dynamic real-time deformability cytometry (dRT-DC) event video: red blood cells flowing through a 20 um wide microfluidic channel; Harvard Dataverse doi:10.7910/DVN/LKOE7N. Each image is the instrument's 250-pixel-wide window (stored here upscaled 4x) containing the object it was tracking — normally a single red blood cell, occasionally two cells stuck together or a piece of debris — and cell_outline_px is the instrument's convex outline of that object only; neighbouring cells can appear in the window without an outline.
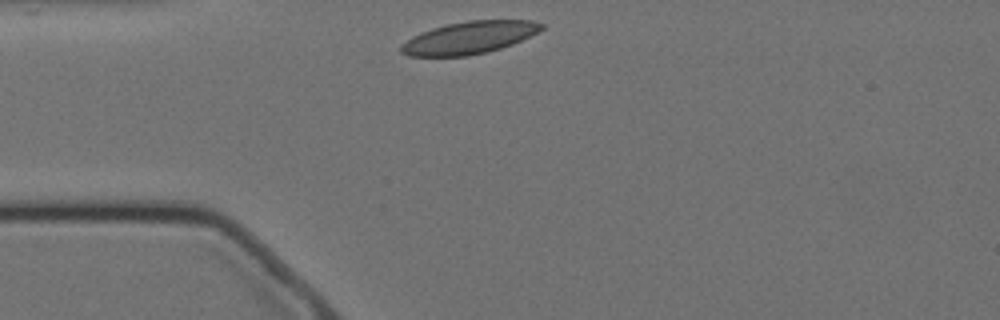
{"species": "Egyptian fruit bat (a non-hibernating species)", "species_latin": "Rousettus aegyptiacus", "temperature_condition": "cold", "stored_images_in_passage": 45, "camera_frame_rate_fps": 3000, "um_per_image_px": 0.085, "animal": {"sex": "female"}, "frame": {"image": 1, "passage_image": 1, "time_ms": 0.0, "image_size_px": [1000, 320], "cell_outline_px": [[544, 28], [512, 44], [488, 52], [468, 56], [408, 56], [400, 52], [400, 44], [412, 36], [420, 32], [432, 28], [448, 24], [468, 20], [532, 20], [544, 24]], "centroid_in_image_um": [39.84, 3.2], "position_along_channel_um": 45.2, "area_um2": 26.47}}
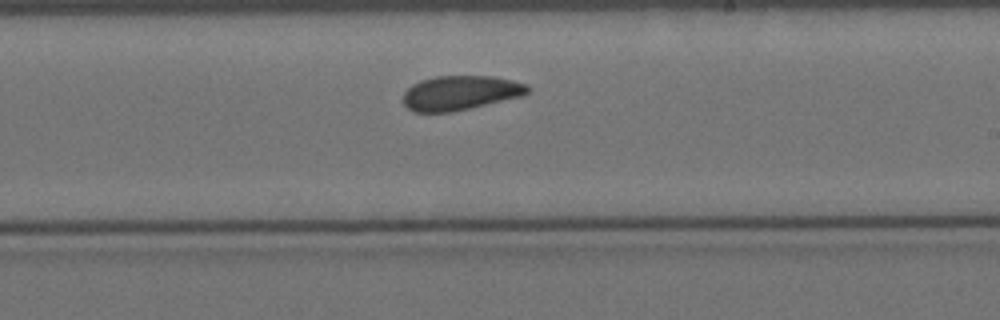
{"frame": {"image": 2, "passage_image": 20, "time_ms": 6.333, "image_size_px": [1000, 320], "cell_outline_px": [[532, 88], [524, 96], [452, 112], [416, 112], [408, 108], [404, 104], [404, 92], [412, 84], [420, 80], [436, 76], [492, 76], [512, 80], [528, 84]], "centroid_in_image_um": [39.17, 7.89], "position_along_channel_um": 249.8, "area_um2": 25.14}}
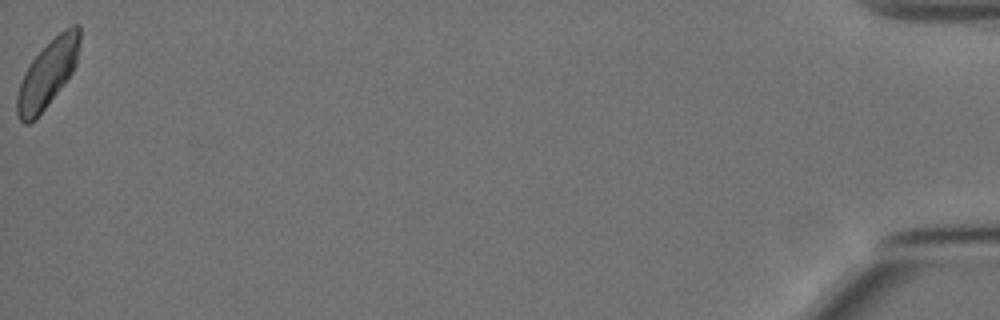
{"frame": {"image": 3, "passage_image": 45, "time_ms": 14.667, "image_size_px": [1000, 320], "cell_outline_px": [[80, 40], [76, 64], [72, 72], [36, 120], [28, 124], [24, 124], [20, 120], [16, 112], [16, 96], [24, 72], [32, 60], [64, 28], [72, 24], [80, 24]], "centroid_in_image_um": [4.04, 6.28], "position_along_channel_um": 431.2, "area_um2": 24.22}, "authors_computed_cell_mechanics": {"area_um2": 25.143, "velocity_mm_per_s": 3.4417, "shape_relaxation_time_tau1_ms": 5.7654, "shape_relaxation_time_tau2_ms": 3.7967, "deformation_change_tau1": 0.0926, "deformation_change_tau2": 0.0792}}